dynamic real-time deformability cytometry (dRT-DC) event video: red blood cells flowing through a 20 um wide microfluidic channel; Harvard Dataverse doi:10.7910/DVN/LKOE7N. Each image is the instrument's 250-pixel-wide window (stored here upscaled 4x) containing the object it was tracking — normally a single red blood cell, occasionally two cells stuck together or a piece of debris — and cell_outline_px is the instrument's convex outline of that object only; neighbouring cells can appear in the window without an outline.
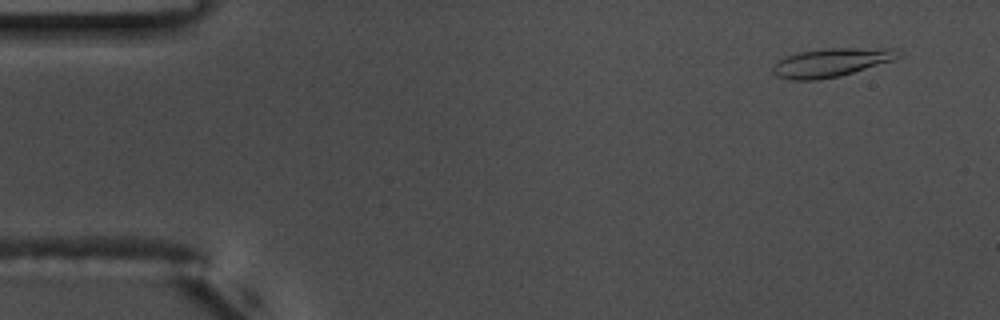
{"species": "common noctule bat (a hibernating species)", "species_latin": "Nyctalus noctula", "temperature_condition": "warm", "stored_images_in_passage": 55, "camera_frame_rate_fps": 3000, "um_per_image_px": 0.085, "animal": {"sex": "male", "body_mass_g": 17.5, "forearm_length_mm": 52.3}, "frame": {"image": 1, "passage_image": 4, "time_ms": 1.0, "image_size_px": [1000, 320], "cell_outline_px": [[900, 56], [892, 60], [840, 76], [820, 80], [788, 80], [776, 76], [772, 72], [772, 64], [788, 56], [800, 52], [824, 48], [896, 48], [900, 52]], "centroid_in_image_um": [70.61, 5.32], "position_along_channel_um": 14.4, "area_um2": 20.87}}
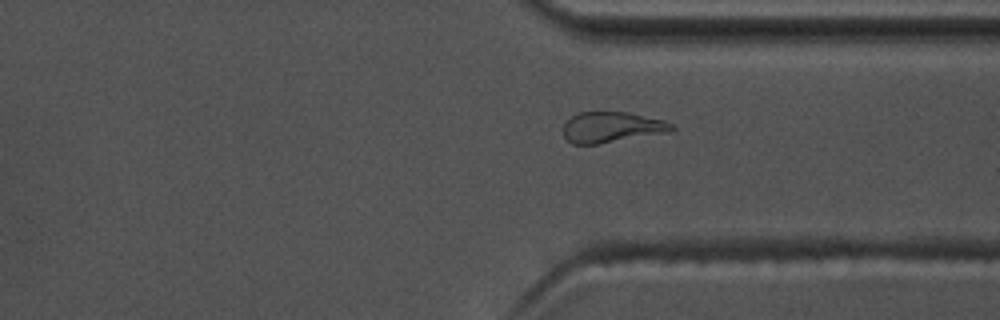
{"frame": {"image": 2, "passage_image": 41, "time_ms": 13.333, "image_size_px": [1000, 320], "cell_outline_px": [[676, 128], [664, 132], [596, 144], [572, 144], [564, 136], [564, 124], [572, 116], [580, 112], [628, 112], [664, 120], [672, 124]], "centroid_in_image_um": [51.96, 10.8], "position_along_channel_um": 359.4, "area_um2": 18.9}}
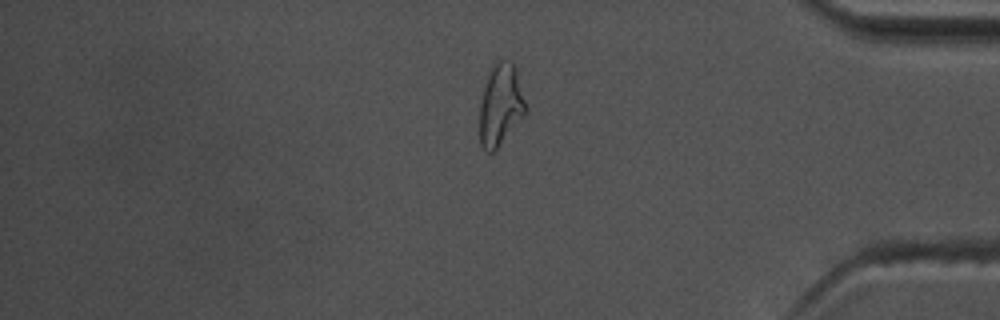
{"frame": {"image": 3, "passage_image": 46, "time_ms": 15.0, "image_size_px": [1000, 320], "cell_outline_px": [[528, 108], [524, 116], [496, 148], [492, 152], [488, 152], [480, 144], [480, 104], [484, 88], [488, 76], [496, 60], [512, 60], [516, 68]], "centroid_in_image_um": [42.58, 8.88], "position_along_channel_um": 392.6, "area_um2": 21.73}, "authors_computed_cell_mechanics": {"area_um2": 19.5364, "velocity_mm_per_s": 3.6749, "shape_relaxation_time_tau1_ms": null, "shape_relaxation_time_tau2_ms": 5.5843, "deformation_change_tau1": null, "deformation_change_tau2": 0.1562}}